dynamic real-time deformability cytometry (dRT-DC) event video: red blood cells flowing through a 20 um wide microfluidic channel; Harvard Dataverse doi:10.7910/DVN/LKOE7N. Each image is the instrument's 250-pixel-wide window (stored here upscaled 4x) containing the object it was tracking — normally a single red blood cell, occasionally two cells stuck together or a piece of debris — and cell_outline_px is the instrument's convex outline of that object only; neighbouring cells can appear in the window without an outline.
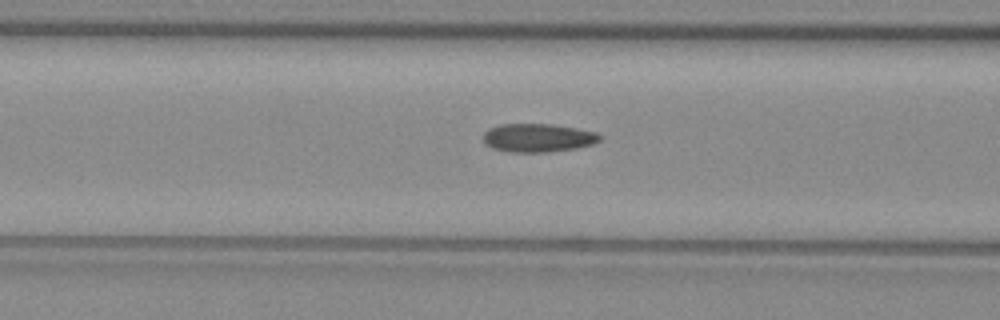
{"species": "common noctule bat (a hibernating species)", "species_latin": "Nyctalus noctula", "temperature_condition": "warm", "stored_images_in_passage": 18, "camera_frame_rate_fps": 3000, "um_per_image_px": 0.085, "animal": {"sex": "female", "body_mass_g": 29.2, "forearm_length_mm": 56.3}, "frame": {"image": 1, "passage_image": 16, "time_ms": 5.0, "image_size_px": [1000, 320], "cell_outline_px": [[600, 140], [592, 144], [576, 148], [548, 152], [508, 152], [492, 148], [484, 144], [484, 132], [488, 128], [500, 124], [552, 124], [576, 128], [596, 132], [600, 136]], "centroid_in_image_um": [45.68, 11.71], "position_along_channel_um": 120.9, "area_um2": 19.36}}